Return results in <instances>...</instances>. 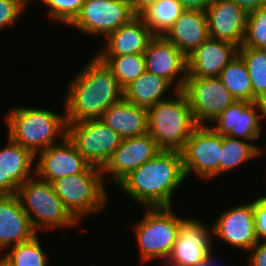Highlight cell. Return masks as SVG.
Instances as JSON below:
<instances>
[{
    "mask_svg": "<svg viewBox=\"0 0 266 266\" xmlns=\"http://www.w3.org/2000/svg\"><path fill=\"white\" fill-rule=\"evenodd\" d=\"M71 79L64 98L67 123L100 119L102 114L123 98V89L111 69L97 55Z\"/></svg>",
    "mask_w": 266,
    "mask_h": 266,
    "instance_id": "6da1fadb",
    "label": "cell"
},
{
    "mask_svg": "<svg viewBox=\"0 0 266 266\" xmlns=\"http://www.w3.org/2000/svg\"><path fill=\"white\" fill-rule=\"evenodd\" d=\"M186 179L180 151L161 150L133 170L118 185L124 194L146 207H171L172 195Z\"/></svg>",
    "mask_w": 266,
    "mask_h": 266,
    "instance_id": "7a4b0ae2",
    "label": "cell"
},
{
    "mask_svg": "<svg viewBox=\"0 0 266 266\" xmlns=\"http://www.w3.org/2000/svg\"><path fill=\"white\" fill-rule=\"evenodd\" d=\"M8 136L16 143L30 150L35 156L49 146L56 144V139L67 136L65 114L54 111L15 107L6 113Z\"/></svg>",
    "mask_w": 266,
    "mask_h": 266,
    "instance_id": "3957f363",
    "label": "cell"
},
{
    "mask_svg": "<svg viewBox=\"0 0 266 266\" xmlns=\"http://www.w3.org/2000/svg\"><path fill=\"white\" fill-rule=\"evenodd\" d=\"M148 111V134L161 150L182 151L197 126L188 99L182 90L159 101Z\"/></svg>",
    "mask_w": 266,
    "mask_h": 266,
    "instance_id": "277c9868",
    "label": "cell"
},
{
    "mask_svg": "<svg viewBox=\"0 0 266 266\" xmlns=\"http://www.w3.org/2000/svg\"><path fill=\"white\" fill-rule=\"evenodd\" d=\"M186 218L176 215L171 207H146L144 217L133 229L141 263L155 259L167 261Z\"/></svg>",
    "mask_w": 266,
    "mask_h": 266,
    "instance_id": "5b68a950",
    "label": "cell"
},
{
    "mask_svg": "<svg viewBox=\"0 0 266 266\" xmlns=\"http://www.w3.org/2000/svg\"><path fill=\"white\" fill-rule=\"evenodd\" d=\"M17 196L37 233L40 227L42 230L65 229L79 223L57 196L53 185L37 176L25 181L18 188Z\"/></svg>",
    "mask_w": 266,
    "mask_h": 266,
    "instance_id": "8992f818",
    "label": "cell"
},
{
    "mask_svg": "<svg viewBox=\"0 0 266 266\" xmlns=\"http://www.w3.org/2000/svg\"><path fill=\"white\" fill-rule=\"evenodd\" d=\"M52 185L64 206L78 221L100 212L109 198L102 169L91 165L83 173L64 176Z\"/></svg>",
    "mask_w": 266,
    "mask_h": 266,
    "instance_id": "52a82bcc",
    "label": "cell"
},
{
    "mask_svg": "<svg viewBox=\"0 0 266 266\" xmlns=\"http://www.w3.org/2000/svg\"><path fill=\"white\" fill-rule=\"evenodd\" d=\"M222 135L209 124L197 125L181 151L185 176L210 180L221 175Z\"/></svg>",
    "mask_w": 266,
    "mask_h": 266,
    "instance_id": "ba28073f",
    "label": "cell"
},
{
    "mask_svg": "<svg viewBox=\"0 0 266 266\" xmlns=\"http://www.w3.org/2000/svg\"><path fill=\"white\" fill-rule=\"evenodd\" d=\"M67 137L91 165L103 169L122 138L100 119L67 123Z\"/></svg>",
    "mask_w": 266,
    "mask_h": 266,
    "instance_id": "9c48e42d",
    "label": "cell"
},
{
    "mask_svg": "<svg viewBox=\"0 0 266 266\" xmlns=\"http://www.w3.org/2000/svg\"><path fill=\"white\" fill-rule=\"evenodd\" d=\"M197 125L212 123L236 99L218 77H187L184 88Z\"/></svg>",
    "mask_w": 266,
    "mask_h": 266,
    "instance_id": "30bf717a",
    "label": "cell"
},
{
    "mask_svg": "<svg viewBox=\"0 0 266 266\" xmlns=\"http://www.w3.org/2000/svg\"><path fill=\"white\" fill-rule=\"evenodd\" d=\"M135 16L129 0H86L70 26L87 35L106 38Z\"/></svg>",
    "mask_w": 266,
    "mask_h": 266,
    "instance_id": "8fae6325",
    "label": "cell"
},
{
    "mask_svg": "<svg viewBox=\"0 0 266 266\" xmlns=\"http://www.w3.org/2000/svg\"><path fill=\"white\" fill-rule=\"evenodd\" d=\"M212 227L199 220L188 218L181 226L165 266H196L213 253Z\"/></svg>",
    "mask_w": 266,
    "mask_h": 266,
    "instance_id": "7c38bea8",
    "label": "cell"
},
{
    "mask_svg": "<svg viewBox=\"0 0 266 266\" xmlns=\"http://www.w3.org/2000/svg\"><path fill=\"white\" fill-rule=\"evenodd\" d=\"M261 118L266 120V105L263 102L236 100L212 122L216 124L211 127L222 136L241 137L253 142L261 136Z\"/></svg>",
    "mask_w": 266,
    "mask_h": 266,
    "instance_id": "4fadbf2b",
    "label": "cell"
},
{
    "mask_svg": "<svg viewBox=\"0 0 266 266\" xmlns=\"http://www.w3.org/2000/svg\"><path fill=\"white\" fill-rule=\"evenodd\" d=\"M36 156L35 175L51 184L64 176L83 173L90 166L67 136Z\"/></svg>",
    "mask_w": 266,
    "mask_h": 266,
    "instance_id": "5bb4252c",
    "label": "cell"
},
{
    "mask_svg": "<svg viewBox=\"0 0 266 266\" xmlns=\"http://www.w3.org/2000/svg\"><path fill=\"white\" fill-rule=\"evenodd\" d=\"M146 71L182 90L188 76L187 57L162 35H155L144 51ZM181 75V76H180Z\"/></svg>",
    "mask_w": 266,
    "mask_h": 266,
    "instance_id": "9a60e30c",
    "label": "cell"
},
{
    "mask_svg": "<svg viewBox=\"0 0 266 266\" xmlns=\"http://www.w3.org/2000/svg\"><path fill=\"white\" fill-rule=\"evenodd\" d=\"M212 227V234L232 247L249 251L258 241L253 201L225 210Z\"/></svg>",
    "mask_w": 266,
    "mask_h": 266,
    "instance_id": "2e32d148",
    "label": "cell"
},
{
    "mask_svg": "<svg viewBox=\"0 0 266 266\" xmlns=\"http://www.w3.org/2000/svg\"><path fill=\"white\" fill-rule=\"evenodd\" d=\"M161 149L150 134L122 139L102 174L108 175L118 185L133 170L154 158Z\"/></svg>",
    "mask_w": 266,
    "mask_h": 266,
    "instance_id": "e0dca14e",
    "label": "cell"
},
{
    "mask_svg": "<svg viewBox=\"0 0 266 266\" xmlns=\"http://www.w3.org/2000/svg\"><path fill=\"white\" fill-rule=\"evenodd\" d=\"M205 13L210 38L242 45L248 17L244 8L231 0H214Z\"/></svg>",
    "mask_w": 266,
    "mask_h": 266,
    "instance_id": "ac0fdd59",
    "label": "cell"
},
{
    "mask_svg": "<svg viewBox=\"0 0 266 266\" xmlns=\"http://www.w3.org/2000/svg\"><path fill=\"white\" fill-rule=\"evenodd\" d=\"M7 137V144L0 149V195L17 194L25 181L35 177L36 156Z\"/></svg>",
    "mask_w": 266,
    "mask_h": 266,
    "instance_id": "d6986e66",
    "label": "cell"
},
{
    "mask_svg": "<svg viewBox=\"0 0 266 266\" xmlns=\"http://www.w3.org/2000/svg\"><path fill=\"white\" fill-rule=\"evenodd\" d=\"M238 48L231 42L209 37L187 57V77H219L238 54Z\"/></svg>",
    "mask_w": 266,
    "mask_h": 266,
    "instance_id": "ffe728a7",
    "label": "cell"
},
{
    "mask_svg": "<svg viewBox=\"0 0 266 266\" xmlns=\"http://www.w3.org/2000/svg\"><path fill=\"white\" fill-rule=\"evenodd\" d=\"M37 232L17 194L0 195V252L31 240Z\"/></svg>",
    "mask_w": 266,
    "mask_h": 266,
    "instance_id": "44dd1931",
    "label": "cell"
},
{
    "mask_svg": "<svg viewBox=\"0 0 266 266\" xmlns=\"http://www.w3.org/2000/svg\"><path fill=\"white\" fill-rule=\"evenodd\" d=\"M155 35L144 20L136 15L127 24L122 25L106 37L105 47L95 53L97 56H121L144 53Z\"/></svg>",
    "mask_w": 266,
    "mask_h": 266,
    "instance_id": "7402d4cb",
    "label": "cell"
},
{
    "mask_svg": "<svg viewBox=\"0 0 266 266\" xmlns=\"http://www.w3.org/2000/svg\"><path fill=\"white\" fill-rule=\"evenodd\" d=\"M163 36L188 57L209 38L205 11L185 9Z\"/></svg>",
    "mask_w": 266,
    "mask_h": 266,
    "instance_id": "603a6c76",
    "label": "cell"
},
{
    "mask_svg": "<svg viewBox=\"0 0 266 266\" xmlns=\"http://www.w3.org/2000/svg\"><path fill=\"white\" fill-rule=\"evenodd\" d=\"M100 120L122 139L141 137L148 133V111L122 98L111 105Z\"/></svg>",
    "mask_w": 266,
    "mask_h": 266,
    "instance_id": "cb8c5ba5",
    "label": "cell"
},
{
    "mask_svg": "<svg viewBox=\"0 0 266 266\" xmlns=\"http://www.w3.org/2000/svg\"><path fill=\"white\" fill-rule=\"evenodd\" d=\"M171 85L174 84L167 79L145 71L123 89V98L134 105L148 109L159 101L167 99L165 95L170 98L171 96L166 94L170 88L174 92L178 91Z\"/></svg>",
    "mask_w": 266,
    "mask_h": 266,
    "instance_id": "d4e9b609",
    "label": "cell"
},
{
    "mask_svg": "<svg viewBox=\"0 0 266 266\" xmlns=\"http://www.w3.org/2000/svg\"><path fill=\"white\" fill-rule=\"evenodd\" d=\"M238 54L247 66L252 84V102L266 105V50L241 45Z\"/></svg>",
    "mask_w": 266,
    "mask_h": 266,
    "instance_id": "484cf974",
    "label": "cell"
},
{
    "mask_svg": "<svg viewBox=\"0 0 266 266\" xmlns=\"http://www.w3.org/2000/svg\"><path fill=\"white\" fill-rule=\"evenodd\" d=\"M185 9L179 0H157L139 16L154 35H164Z\"/></svg>",
    "mask_w": 266,
    "mask_h": 266,
    "instance_id": "4316f807",
    "label": "cell"
},
{
    "mask_svg": "<svg viewBox=\"0 0 266 266\" xmlns=\"http://www.w3.org/2000/svg\"><path fill=\"white\" fill-rule=\"evenodd\" d=\"M227 90L239 101L252 102V84L247 66L237 54L218 77Z\"/></svg>",
    "mask_w": 266,
    "mask_h": 266,
    "instance_id": "83f0119b",
    "label": "cell"
},
{
    "mask_svg": "<svg viewBox=\"0 0 266 266\" xmlns=\"http://www.w3.org/2000/svg\"><path fill=\"white\" fill-rule=\"evenodd\" d=\"M98 57L111 69L122 89L146 71L143 53Z\"/></svg>",
    "mask_w": 266,
    "mask_h": 266,
    "instance_id": "f1b7e54d",
    "label": "cell"
},
{
    "mask_svg": "<svg viewBox=\"0 0 266 266\" xmlns=\"http://www.w3.org/2000/svg\"><path fill=\"white\" fill-rule=\"evenodd\" d=\"M251 143L241 138L222 136L221 175L262 154V148Z\"/></svg>",
    "mask_w": 266,
    "mask_h": 266,
    "instance_id": "f546056e",
    "label": "cell"
},
{
    "mask_svg": "<svg viewBox=\"0 0 266 266\" xmlns=\"http://www.w3.org/2000/svg\"><path fill=\"white\" fill-rule=\"evenodd\" d=\"M39 236L31 240L12 246L2 255V259L9 266H48L47 254L41 247Z\"/></svg>",
    "mask_w": 266,
    "mask_h": 266,
    "instance_id": "4dcf8cb0",
    "label": "cell"
},
{
    "mask_svg": "<svg viewBox=\"0 0 266 266\" xmlns=\"http://www.w3.org/2000/svg\"><path fill=\"white\" fill-rule=\"evenodd\" d=\"M242 45L266 50V6L248 12Z\"/></svg>",
    "mask_w": 266,
    "mask_h": 266,
    "instance_id": "1f68e13d",
    "label": "cell"
},
{
    "mask_svg": "<svg viewBox=\"0 0 266 266\" xmlns=\"http://www.w3.org/2000/svg\"><path fill=\"white\" fill-rule=\"evenodd\" d=\"M47 6L52 21L68 26L75 20L86 0H39Z\"/></svg>",
    "mask_w": 266,
    "mask_h": 266,
    "instance_id": "d6a6232c",
    "label": "cell"
},
{
    "mask_svg": "<svg viewBox=\"0 0 266 266\" xmlns=\"http://www.w3.org/2000/svg\"><path fill=\"white\" fill-rule=\"evenodd\" d=\"M26 7L21 0H0V29L18 21Z\"/></svg>",
    "mask_w": 266,
    "mask_h": 266,
    "instance_id": "836d02e7",
    "label": "cell"
},
{
    "mask_svg": "<svg viewBox=\"0 0 266 266\" xmlns=\"http://www.w3.org/2000/svg\"><path fill=\"white\" fill-rule=\"evenodd\" d=\"M255 232L259 241H266V195L253 201Z\"/></svg>",
    "mask_w": 266,
    "mask_h": 266,
    "instance_id": "e575fe53",
    "label": "cell"
},
{
    "mask_svg": "<svg viewBox=\"0 0 266 266\" xmlns=\"http://www.w3.org/2000/svg\"><path fill=\"white\" fill-rule=\"evenodd\" d=\"M249 251L248 266H266V241H258Z\"/></svg>",
    "mask_w": 266,
    "mask_h": 266,
    "instance_id": "d590c367",
    "label": "cell"
},
{
    "mask_svg": "<svg viewBox=\"0 0 266 266\" xmlns=\"http://www.w3.org/2000/svg\"><path fill=\"white\" fill-rule=\"evenodd\" d=\"M182 3L184 9L189 10H203L214 1V0H179Z\"/></svg>",
    "mask_w": 266,
    "mask_h": 266,
    "instance_id": "8d00e7d4",
    "label": "cell"
},
{
    "mask_svg": "<svg viewBox=\"0 0 266 266\" xmlns=\"http://www.w3.org/2000/svg\"><path fill=\"white\" fill-rule=\"evenodd\" d=\"M247 12L266 6V0H231Z\"/></svg>",
    "mask_w": 266,
    "mask_h": 266,
    "instance_id": "74e56055",
    "label": "cell"
},
{
    "mask_svg": "<svg viewBox=\"0 0 266 266\" xmlns=\"http://www.w3.org/2000/svg\"><path fill=\"white\" fill-rule=\"evenodd\" d=\"M133 13L140 15L149 6L154 4L157 0H129Z\"/></svg>",
    "mask_w": 266,
    "mask_h": 266,
    "instance_id": "f35d334b",
    "label": "cell"
},
{
    "mask_svg": "<svg viewBox=\"0 0 266 266\" xmlns=\"http://www.w3.org/2000/svg\"><path fill=\"white\" fill-rule=\"evenodd\" d=\"M196 266H220V265L217 264V261L212 254L207 260H205L204 262H202Z\"/></svg>",
    "mask_w": 266,
    "mask_h": 266,
    "instance_id": "ab89813d",
    "label": "cell"
},
{
    "mask_svg": "<svg viewBox=\"0 0 266 266\" xmlns=\"http://www.w3.org/2000/svg\"><path fill=\"white\" fill-rule=\"evenodd\" d=\"M0 266H9L2 258H0Z\"/></svg>",
    "mask_w": 266,
    "mask_h": 266,
    "instance_id": "60d3db41",
    "label": "cell"
},
{
    "mask_svg": "<svg viewBox=\"0 0 266 266\" xmlns=\"http://www.w3.org/2000/svg\"><path fill=\"white\" fill-rule=\"evenodd\" d=\"M21 1L27 6L30 4V2H32V0H21Z\"/></svg>",
    "mask_w": 266,
    "mask_h": 266,
    "instance_id": "b9f144b4",
    "label": "cell"
}]
</instances>
